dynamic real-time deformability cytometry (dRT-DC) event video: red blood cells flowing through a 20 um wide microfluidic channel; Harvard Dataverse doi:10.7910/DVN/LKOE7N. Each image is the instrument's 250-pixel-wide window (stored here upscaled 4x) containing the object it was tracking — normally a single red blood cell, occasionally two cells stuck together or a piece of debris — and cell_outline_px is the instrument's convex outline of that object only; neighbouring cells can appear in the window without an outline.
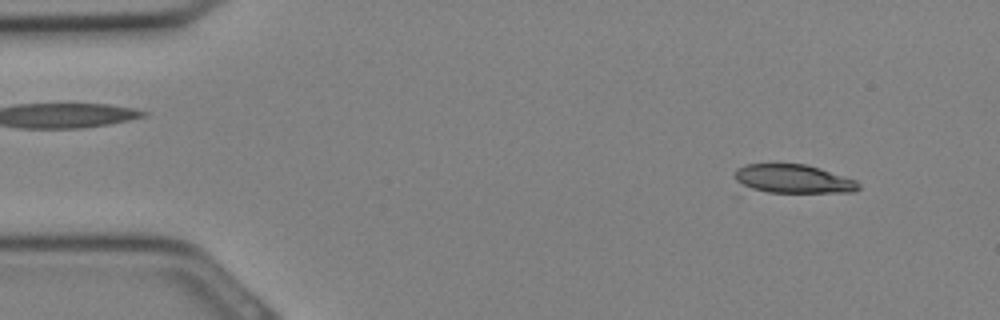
{"species": "Egyptian fruit bat (a non-hibernating species)", "species_latin": "Rousettus aegyptiacus", "temperature_condition": "cold", "stored_images_in_passage": 14, "camera_frame_rate_fps": 3000, "um_per_image_px": 0.085, "animal": {"sex": "female"}, "frame": {"image": 1, "passage_image": 2, "time_ms": 0.333, "image_size_px": [1000, 320], "cell_outline_px": [[860, 188], [852, 192], [740, 196], [732, 196], [732, 176], [736, 168], [748, 164], [804, 164], [820, 168], [856, 180], [860, 184]], "centroid_in_image_um": [67.01, 15.34], "position_along_channel_um": 18.0, "area_um2": 23.87}}
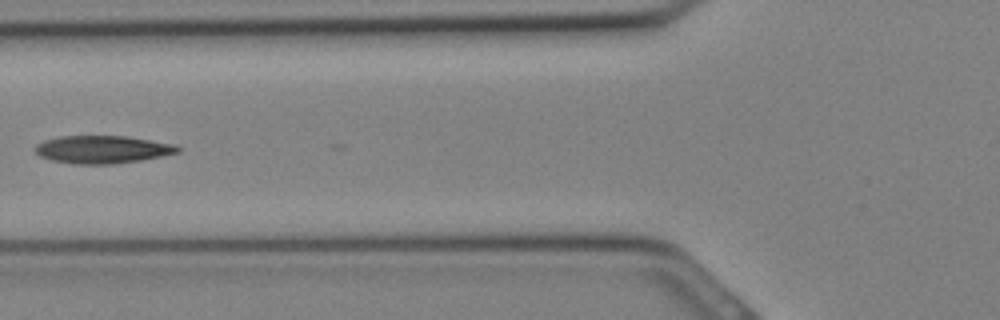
{"frame": {"image": 2, "passage_image": 11, "time_ms": 3.333, "image_size_px": [1000, 320], "cell_outline_px": [[180, 152], [140, 160], [112, 164], [76, 164], [52, 160], [40, 156], [36, 152], [36, 144], [44, 140], [60, 136], [128, 136], [176, 144], [180, 148]], "centroid_in_image_um": [8.73, 12.69], "position_along_channel_um": 117.1, "area_um2": 23.0}}
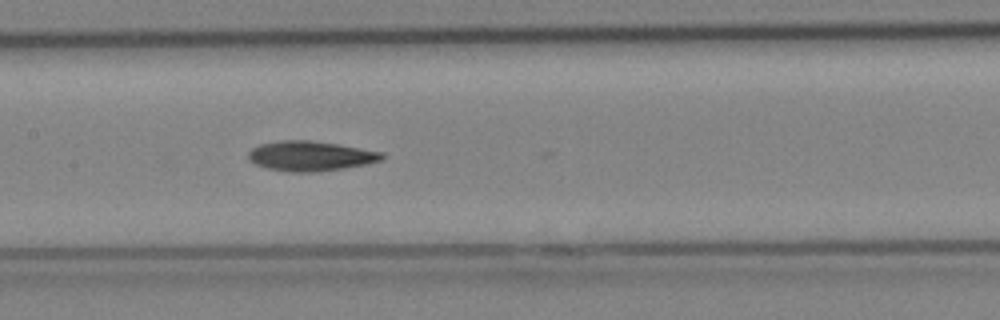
{"frame": {"image": 3, "passage_image": 14, "time_ms": 4.333, "image_size_px": [1000, 320], "cell_outline_px": [[384, 156], [380, 160], [364, 164], [340, 168], [312, 172], [292, 172], [268, 168], [256, 164], [248, 160], [248, 152], [252, 148], [260, 144], [280, 140], [308, 140], [336, 144], [384, 152]], "centroid_in_image_um": [26.34, 13.25], "position_along_channel_um": 181.1, "area_um2": 22.89}}